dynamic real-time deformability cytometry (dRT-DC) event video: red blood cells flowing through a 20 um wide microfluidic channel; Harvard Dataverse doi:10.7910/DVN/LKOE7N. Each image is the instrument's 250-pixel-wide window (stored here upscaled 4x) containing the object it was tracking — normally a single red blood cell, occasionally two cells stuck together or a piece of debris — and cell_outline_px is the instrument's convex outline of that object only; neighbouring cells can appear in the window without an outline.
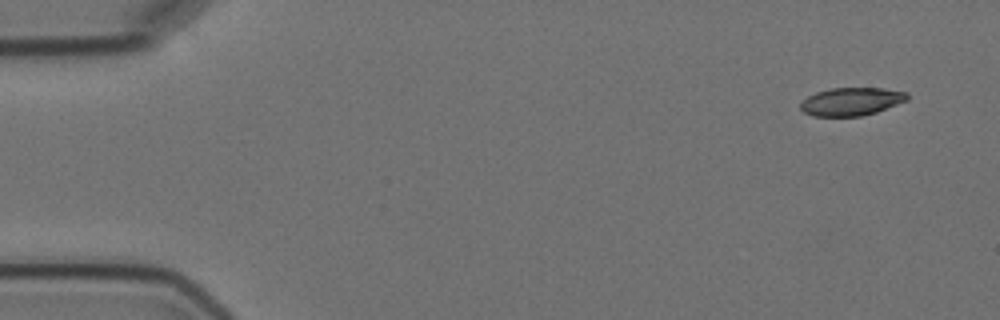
{"species": "Egyptian fruit bat (a non-hibernating species)", "species_latin": "Rousettus aegyptiacus", "temperature_condition": "cold", "stored_images_in_passage": 2, "camera_frame_rate_fps": 3000, "um_per_image_px": 0.085, "animal": {"sex": "female"}, "frame": {"image": 1, "passage_image": 1, "time_ms": 0.0, "image_size_px": [1000, 320], "cell_outline_px": [[908, 100], [876, 112], [860, 116], [812, 116], [804, 112], [800, 108], [800, 104], [808, 96], [816, 92], [832, 88], [884, 88], [908, 92]], "centroid_in_image_um": [72.38, 8.63], "position_along_channel_um": 12.6, "area_um2": 17.4}}